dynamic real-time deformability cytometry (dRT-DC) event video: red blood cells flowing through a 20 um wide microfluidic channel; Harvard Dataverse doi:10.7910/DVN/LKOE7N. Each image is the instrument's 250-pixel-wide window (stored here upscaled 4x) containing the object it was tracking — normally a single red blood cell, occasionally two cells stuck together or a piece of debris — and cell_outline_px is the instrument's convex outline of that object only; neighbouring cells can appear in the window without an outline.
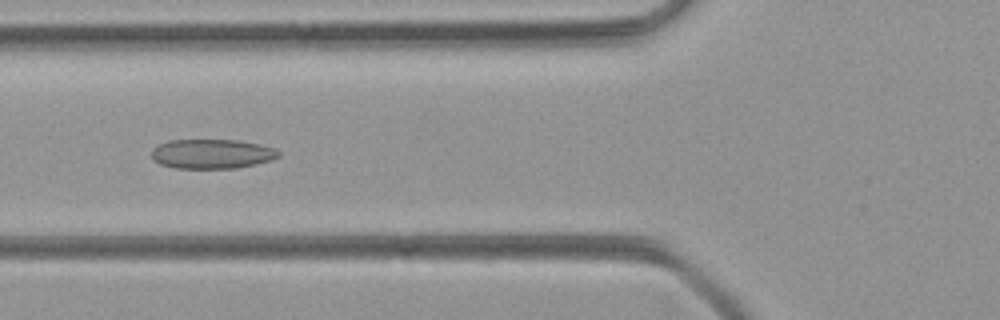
{"species": "common noctule bat (a hibernating species)", "species_latin": "Nyctalus noctula", "temperature_condition": "room temperature", "stored_images_in_passage": 50, "camera_frame_rate_fps": 3000, "um_per_image_px": 0.085, "animal": {"sex": "female", "body_mass_g": 21.9}, "frame": {"image": 1, "passage_image": 19, "time_ms": 6.0, "image_size_px": [1000, 320], "cell_outline_px": [[280, 156], [272, 160], [236, 168], [176, 168], [160, 164], [152, 156], [152, 148], [168, 140], [240, 140], [260, 144], [272, 148], [280, 152]], "centroid_in_image_um": [18.02, 13.07], "position_along_channel_um": 107.8, "area_um2": 21.73}}
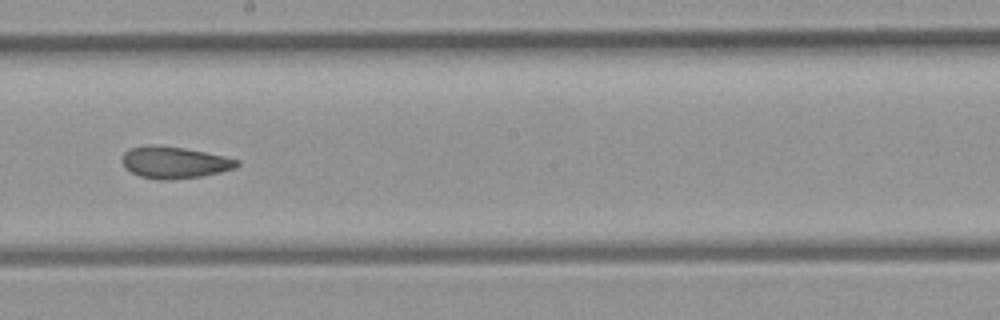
{"frame": {"image": 2, "passage_image": 28, "time_ms": 9.0, "image_size_px": [1000, 320], "cell_outline_px": [[240, 164], [236, 168], [220, 172], [200, 176], [168, 180], [156, 180], [140, 176], [124, 168], [120, 160], [124, 152], [128, 148], [148, 144], [156, 144], [184, 148], [224, 156], [240, 160]], "centroid_in_image_um": [14.77, 13.8], "position_along_channel_um": 233.4, "area_um2": 21.56}}
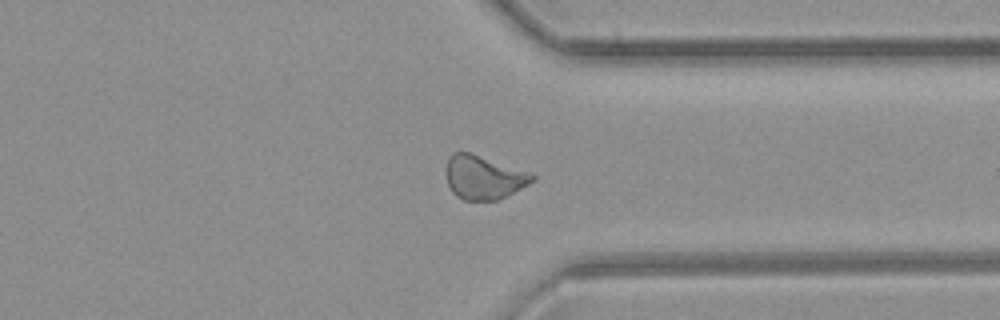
{"frame": {"image": 3, "passage_image": 38, "time_ms": 12.333, "image_size_px": [1000, 320], "cell_outline_px": [[536, 180], [496, 200], [464, 200], [456, 196], [452, 192], [448, 184], [448, 156], [452, 152], [472, 152], [532, 172], [536, 176]], "centroid_in_image_um": [41.14, 15.05], "position_along_channel_um": 370.3, "area_um2": 21.96}}